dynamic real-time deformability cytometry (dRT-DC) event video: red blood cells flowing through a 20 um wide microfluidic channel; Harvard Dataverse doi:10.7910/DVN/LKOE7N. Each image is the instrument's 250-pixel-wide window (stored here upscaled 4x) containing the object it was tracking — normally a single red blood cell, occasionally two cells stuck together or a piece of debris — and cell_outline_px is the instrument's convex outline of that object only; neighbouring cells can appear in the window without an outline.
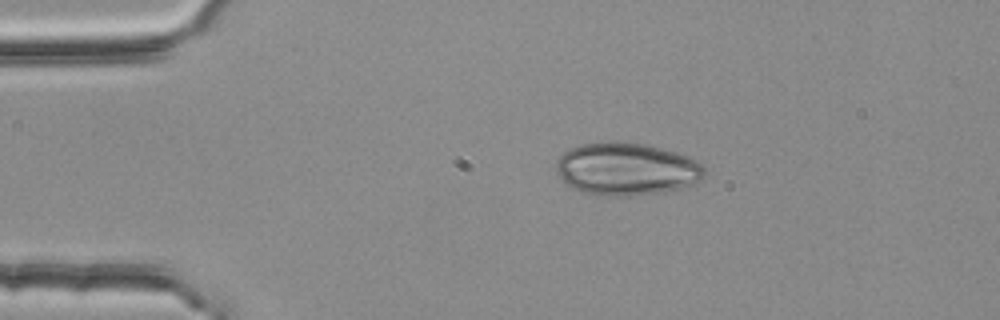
{"species": "common noctule bat (a hibernating species)", "species_latin": "Nyctalus noctula", "temperature_condition": "room temperature", "stored_images_in_passage": 4, "camera_frame_rate_fps": 3000, "um_per_image_px": 0.085, "animal": {"sex": "female", "body_mass_g": 25.1}, "frame": {"image": 1, "passage_image": 3, "time_ms": 0.667, "image_size_px": [1000, 320], "cell_outline_px": [[704, 176], [700, 180], [692, 184], [680, 188], [664, 192], [628, 196], [604, 196], [584, 192], [572, 188], [556, 172], [556, 160], [564, 152], [580, 144], [616, 140], [644, 144], [692, 156], [704, 164]], "centroid_in_image_um": [53.28, 14.35], "position_along_channel_um": 31.7, "area_um2": 45.84}}